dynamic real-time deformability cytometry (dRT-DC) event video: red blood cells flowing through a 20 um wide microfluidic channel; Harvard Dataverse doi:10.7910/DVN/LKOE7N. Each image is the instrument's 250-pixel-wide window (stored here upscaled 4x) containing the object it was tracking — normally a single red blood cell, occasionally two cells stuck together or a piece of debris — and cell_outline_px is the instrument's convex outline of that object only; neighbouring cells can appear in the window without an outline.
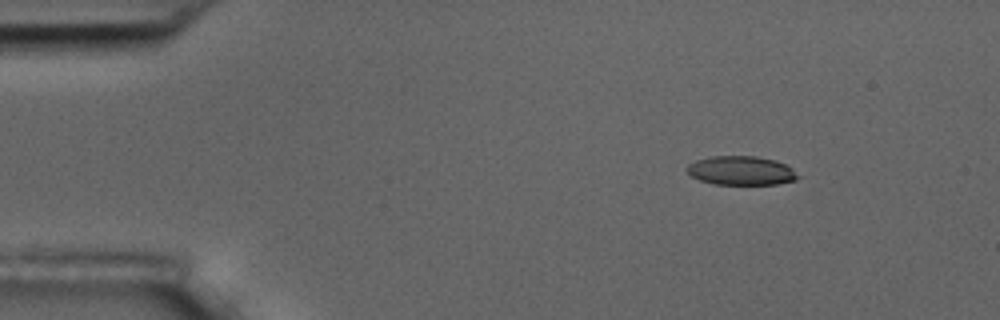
{"species": "common noctule bat (a hibernating species)", "species_latin": "Nyctalus noctula", "temperature_condition": "room temperature", "stored_images_in_passage": 10, "camera_frame_rate_fps": 3000, "um_per_image_px": 0.085, "animal": {"sex": "male", "body_mass_g": 17.5, "forearm_length_mm": 52.3}, "frame": {"image": 1, "passage_image": 2, "time_ms": 1.333, "image_size_px": [1000, 320], "cell_outline_px": [[804, 176], [796, 180], [776, 184], [712, 184], [700, 180], [692, 176], [684, 168], [688, 164], [696, 160], [712, 156], [756, 156], [776, 160], [792, 168]], "centroid_in_image_um": [63.03, 14.5], "position_along_channel_um": 22.0, "area_um2": 18.96}}
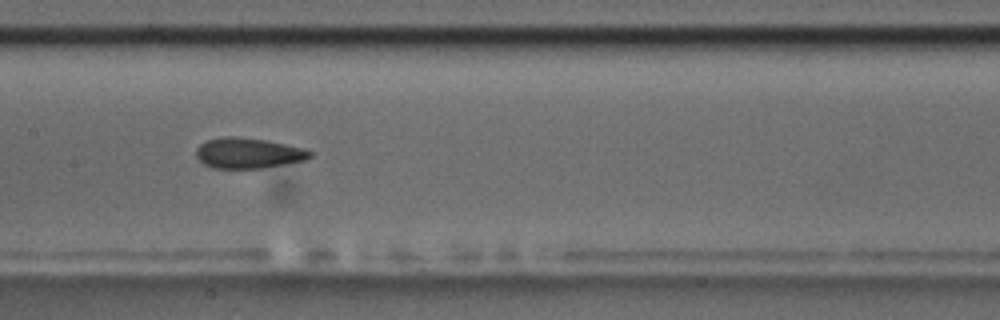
{"frame": {"image": 2, "passage_image": 7, "time_ms": 8.0, "image_size_px": [1000, 320], "cell_outline_px": [[312, 156], [304, 160], [284, 164], [260, 168], [212, 168], [204, 164], [196, 156], [196, 148], [200, 144], [208, 140], [224, 136], [236, 136], [264, 140], [304, 148], [312, 152]], "centroid_in_image_um": [21.07, 13.01], "position_along_channel_um": 186.3, "area_um2": 20.06}}
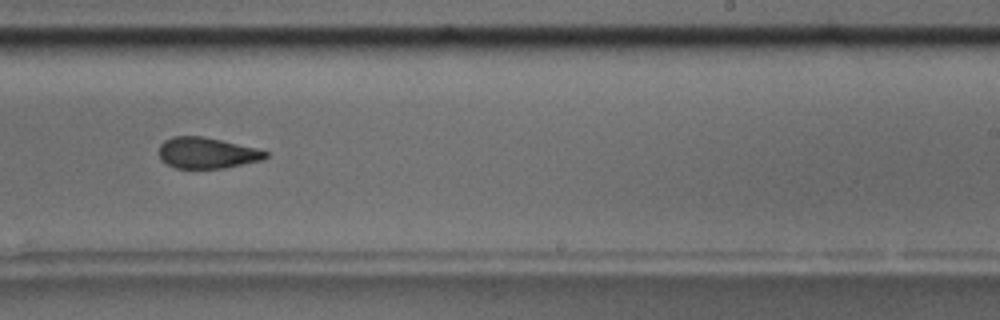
{"frame": {"image": 3, "passage_image": 9, "time_ms": 10.333, "image_size_px": [1000, 320], "cell_outline_px": [[268, 156], [264, 160], [224, 168], [176, 168], [160, 160], [160, 144], [164, 140], [172, 136], [204, 136], [256, 148], [268, 152]], "centroid_in_image_um": [17.6, 13.0], "position_along_channel_um": 271.4, "area_um2": 19.31}}